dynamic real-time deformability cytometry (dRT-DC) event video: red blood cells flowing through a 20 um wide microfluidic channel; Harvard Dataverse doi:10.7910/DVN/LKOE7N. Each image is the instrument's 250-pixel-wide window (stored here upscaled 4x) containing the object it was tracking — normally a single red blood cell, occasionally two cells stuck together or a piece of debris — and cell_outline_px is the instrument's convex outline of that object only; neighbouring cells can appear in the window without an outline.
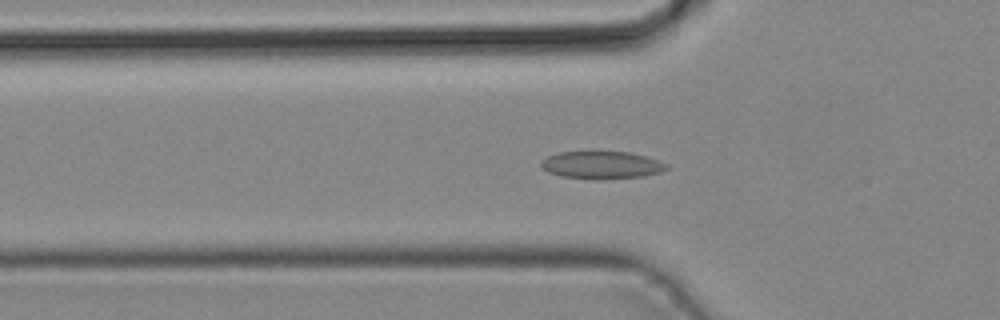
{"species": "common noctule bat (a hibernating species)", "species_latin": "Nyctalus noctula", "temperature_condition": "cold", "stored_images_in_passage": 31, "camera_frame_rate_fps": 3000, "um_per_image_px": 0.085, "animal": {"sex": "male", "body_mass_g": 19.2, "forearm_length_mm": 51.8}, "frame": {"image": 1, "passage_image": 6, "time_ms": 1.667, "image_size_px": [1000, 320], "cell_outline_px": [[668, 168], [660, 172], [644, 176], [560, 176], [548, 172], [540, 168], [540, 160], [548, 156], [560, 152], [592, 148], [628, 152], [644, 156], [668, 164]], "centroid_in_image_um": [51.06, 13.92], "position_along_channel_um": 74.7, "area_um2": 19.94}}
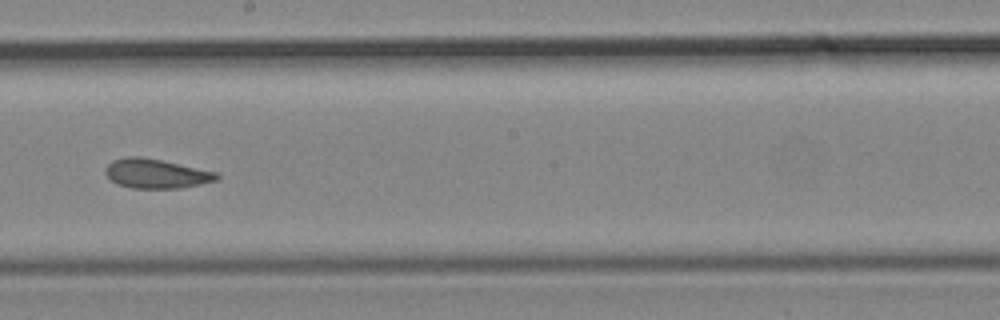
{"frame": {"image": 2, "passage_image": 16, "time_ms": 5.0, "image_size_px": [1000, 320], "cell_outline_px": [[220, 176], [216, 180], [200, 184], [180, 188], [132, 188], [116, 184], [104, 172], [104, 168], [112, 160], [128, 156], [140, 156], [220, 172]], "centroid_in_image_um": [13.27, 14.75], "position_along_channel_um": 234.9, "area_um2": 19.13}}
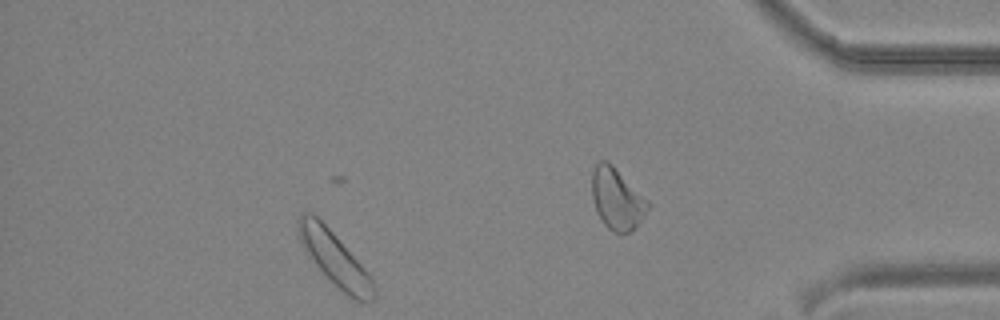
{"frame": {"image": 3, "passage_image": 26, "time_ms": 8.333, "image_size_px": [1000, 320], "cell_outline_px": [[376, 292], [372, 300], [356, 300], [348, 296], [316, 264], [300, 244], [296, 224], [296, 220], [300, 212], [312, 212], [332, 232], [368, 272], [376, 288]], "centroid_in_image_um": [28.4, 21.92], "position_along_channel_um": 406.8, "area_um2": 22.89}}